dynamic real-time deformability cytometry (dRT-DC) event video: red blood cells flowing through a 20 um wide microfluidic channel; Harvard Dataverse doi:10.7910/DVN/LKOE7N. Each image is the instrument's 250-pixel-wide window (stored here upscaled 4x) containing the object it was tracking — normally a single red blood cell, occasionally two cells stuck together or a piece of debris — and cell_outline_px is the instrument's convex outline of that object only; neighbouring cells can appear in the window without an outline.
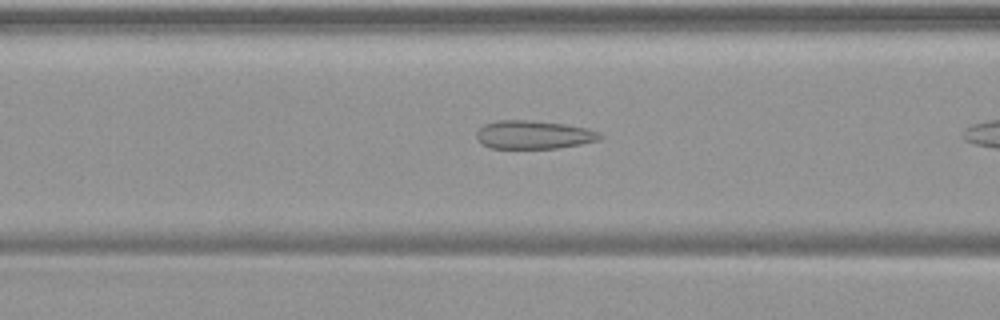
{"species": "common noctule bat (a hibernating species)", "species_latin": "Nyctalus noctula", "temperature_condition": "warm", "stored_images_in_passage": 12, "camera_frame_rate_fps": 3000, "um_per_image_px": 0.085, "animal": {"sex": "female", "body_mass_g": 19.9}, "frame": {"image": 1, "passage_image": 7, "time_ms": 2.0, "image_size_px": [1000, 320], "cell_outline_px": [[604, 136], [600, 140], [580, 144], [556, 148], [488, 148], [476, 136], [476, 132], [484, 124], [496, 120], [528, 120], [564, 124], [588, 128], [600, 132]], "centroid_in_image_um": [45.39, 11.45], "position_along_channel_um": 121.2, "area_um2": 20.4}}
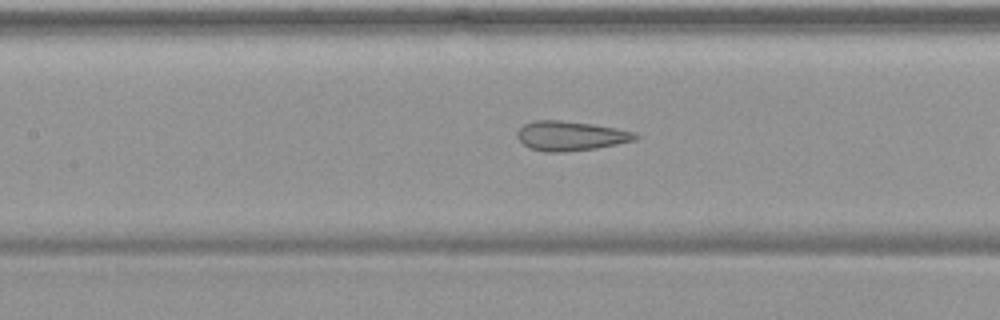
{"frame": {"image": 2, "passage_image": 10, "time_ms": 3.0, "image_size_px": [1000, 320], "cell_outline_px": [[640, 136], [636, 140], [596, 148], [564, 152], [544, 152], [528, 148], [516, 136], [516, 132], [524, 124], [536, 120], [560, 120], [592, 124], [616, 128], [636, 132]], "centroid_in_image_um": [48.5, 11.55], "position_along_channel_um": 158.9, "area_um2": 20.4}}